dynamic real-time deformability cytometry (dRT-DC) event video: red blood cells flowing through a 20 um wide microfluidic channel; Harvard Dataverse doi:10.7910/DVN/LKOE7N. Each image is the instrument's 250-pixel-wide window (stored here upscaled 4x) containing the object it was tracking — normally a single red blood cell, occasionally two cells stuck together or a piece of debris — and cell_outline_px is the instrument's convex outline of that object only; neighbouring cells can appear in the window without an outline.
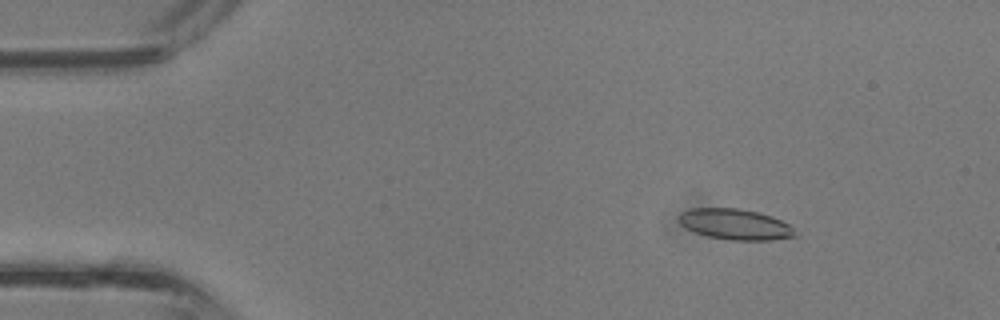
{"species": "common noctule bat (a hibernating species)", "species_latin": "Nyctalus noctula", "temperature_condition": "room temperature", "stored_images_in_passage": 38, "camera_frame_rate_fps": 3000, "um_per_image_px": 0.085, "animal": {"sex": "male", "body_mass_g": 13.3}, "frame": {"image": 1, "passage_image": 6, "time_ms": 1.667, "image_size_px": [1000, 320], "cell_outline_px": [[796, 236], [772, 240], [732, 240], [708, 236], [696, 232], [680, 224], [680, 212], [692, 208], [740, 208], [772, 216], [788, 224], [792, 228]], "centroid_in_image_um": [62.49, 19.06], "position_along_channel_um": 22.5, "area_um2": 20.52}}
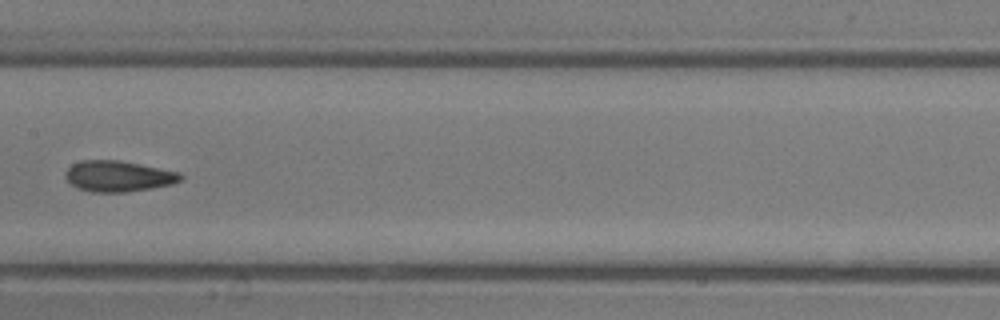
{"frame": {"image": 2, "passage_image": 20, "time_ms": 6.333, "image_size_px": [1000, 320], "cell_outline_px": [[184, 176], [180, 180], [172, 184], [124, 192], [92, 192], [76, 188], [64, 176], [64, 172], [72, 164], [80, 160], [120, 160], [180, 172]], "centroid_in_image_um": [10.02, 14.96], "position_along_channel_um": 197.4, "area_um2": 20.69}}
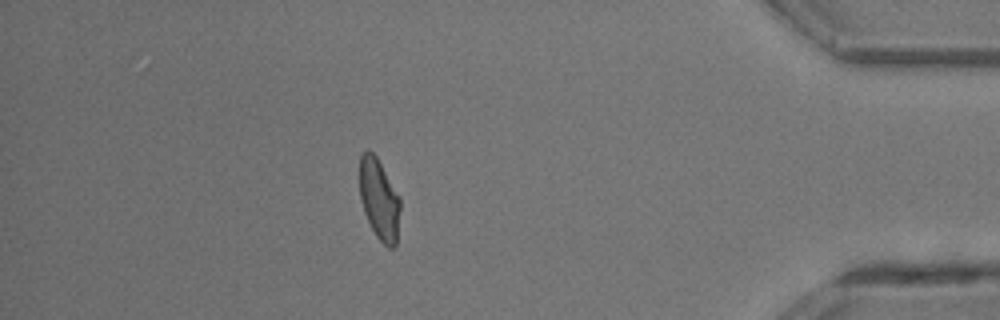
{"frame": {"image": 3, "passage_image": 34, "time_ms": 11.0, "image_size_px": [1000, 320], "cell_outline_px": [[400, 208], [396, 244], [392, 248], [388, 248], [376, 236], [364, 212], [360, 196], [360, 156], [368, 148], [376, 156], [400, 196]], "centroid_in_image_um": [32.24, 16.93], "position_along_channel_um": 403.0, "area_um2": 19.02}}